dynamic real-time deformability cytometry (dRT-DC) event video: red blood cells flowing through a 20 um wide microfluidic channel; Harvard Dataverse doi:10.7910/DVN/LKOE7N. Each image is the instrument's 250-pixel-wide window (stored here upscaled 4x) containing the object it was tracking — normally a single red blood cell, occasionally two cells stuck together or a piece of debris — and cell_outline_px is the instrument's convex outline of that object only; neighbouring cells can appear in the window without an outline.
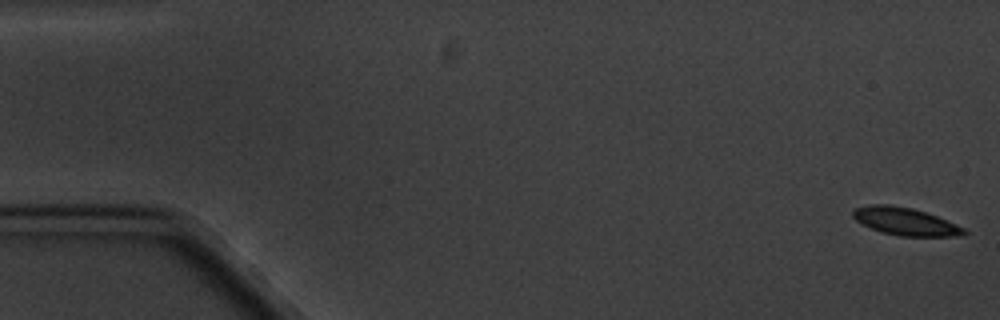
{"species": "common noctule bat (a hibernating species)", "species_latin": "Nyctalus noctula", "temperature_condition": "cold", "stored_images_in_passage": 4, "camera_frame_rate_fps": 3000, "um_per_image_px": 0.085, "animal": {"sex": "male", "body_mass_g": 20.1, "forearm_length_mm": 53.5}, "frame": {"image": 1, "passage_image": 1, "time_ms": 0.0, "image_size_px": [1000, 320], "cell_outline_px": [[968, 232], [960, 236], [900, 236], [880, 232], [860, 224], [852, 216], [852, 212], [856, 208], [868, 204], [892, 204], [912, 208], [936, 216], [956, 224], [964, 228]], "centroid_in_image_um": [76.9, 18.82], "position_along_channel_um": 8.1, "area_um2": 17.98}}